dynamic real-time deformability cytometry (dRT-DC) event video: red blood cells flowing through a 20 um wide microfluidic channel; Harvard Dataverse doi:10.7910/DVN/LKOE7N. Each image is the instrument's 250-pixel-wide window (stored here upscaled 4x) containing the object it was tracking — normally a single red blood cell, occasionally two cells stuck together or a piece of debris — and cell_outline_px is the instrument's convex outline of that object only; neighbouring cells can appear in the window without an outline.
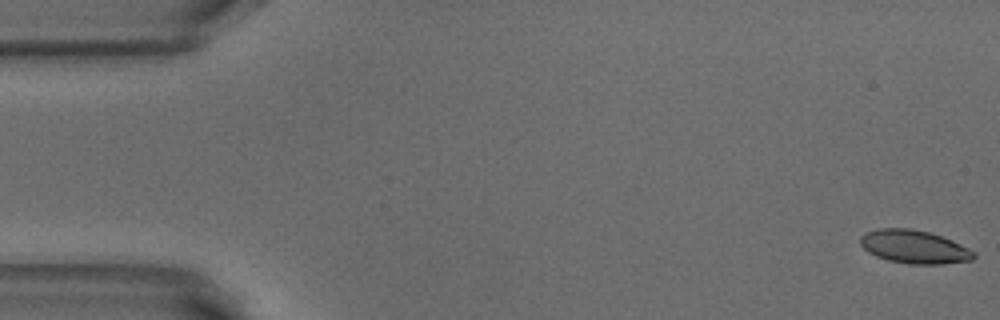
{"species": "common noctule bat (a hibernating species)", "species_latin": "Nyctalus noctula", "temperature_condition": "warm", "stored_images_in_passage": 52, "camera_frame_rate_fps": 3000, "um_per_image_px": 0.085, "animal": {"sex": "male", "body_mass_g": 18.8}, "frame": {"image": 1, "passage_image": 1, "time_ms": 0.0, "image_size_px": [1000, 320], "cell_outline_px": [[976, 256], [972, 260], [944, 264], [908, 264], [888, 260], [876, 256], [868, 252], [860, 244], [860, 236], [864, 232], [880, 228], [912, 228], [928, 232], [952, 240], [976, 252]], "centroid_in_image_um": [77.7, 20.98], "position_along_channel_um": 7.3, "area_um2": 22.14}}
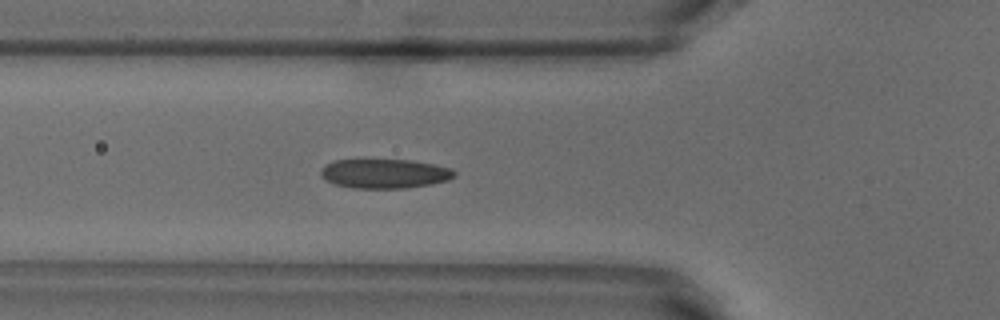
{"frame": {"image": 2, "passage_image": 18, "time_ms": 5.667, "image_size_px": [1000, 320], "cell_outline_px": [[456, 176], [448, 180], [432, 184], [404, 188], [352, 188], [332, 184], [320, 176], [320, 168], [324, 164], [332, 160], [412, 160], [436, 164], [452, 168], [456, 172]], "centroid_in_image_um": [32.67, 14.75], "position_along_channel_um": 93.1, "area_um2": 23.24}}
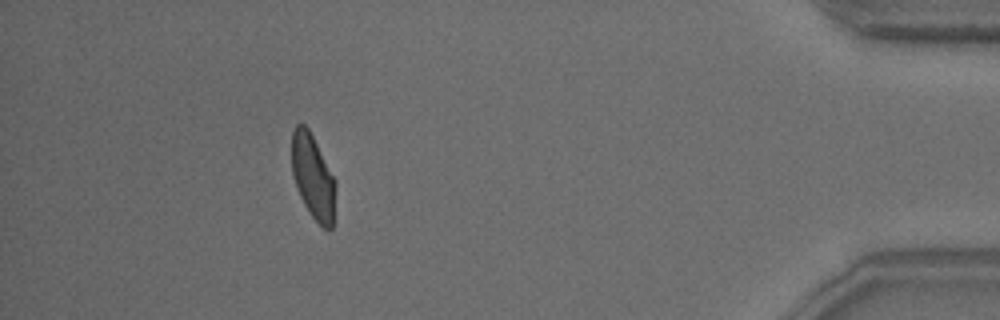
{"frame": {"image": 3, "passage_image": 47, "time_ms": 15.333, "image_size_px": [1000, 320], "cell_outline_px": [[336, 188], [332, 228], [328, 232], [312, 216], [304, 204], [296, 188], [292, 176], [292, 132], [296, 124], [304, 124], [308, 128], [336, 180]], "centroid_in_image_um": [26.6, 15.04], "position_along_channel_um": 408.6, "area_um2": 21.62}, "authors_computed_cell_mechanics": {"area_um2": 22.4264, "velocity_mm_per_s": 3.8536, "shape_relaxation_time_tau1_ms": 3.483, "shape_relaxation_time_tau2_ms": 1.0032, "deformation_change_tau1": 0.1365, "deformation_change_tau2": 0.0622}}